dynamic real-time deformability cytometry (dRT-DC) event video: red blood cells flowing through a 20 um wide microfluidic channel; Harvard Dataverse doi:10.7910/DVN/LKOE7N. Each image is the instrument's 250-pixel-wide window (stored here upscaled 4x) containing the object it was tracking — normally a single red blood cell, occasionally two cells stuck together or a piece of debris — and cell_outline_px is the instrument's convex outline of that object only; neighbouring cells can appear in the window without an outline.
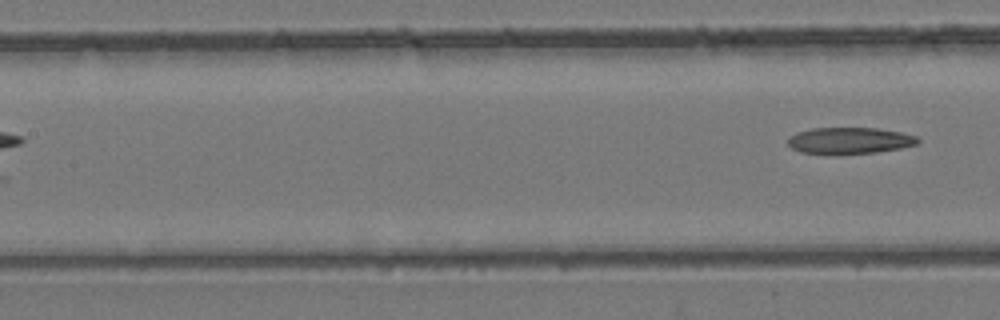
{"species": "common noctule bat (a hibernating species)", "species_latin": "Nyctalus noctula", "temperature_condition": "room temperature", "stored_images_in_passage": 6, "segment_of_instrument_passage": [2, 2], "camera_frame_rate_fps": 3000, "um_per_image_px": 0.085, "animal": {"sex": "female", "body_mass_g": 24.6, "forearm_length_mm": 56.2}, "frame": {"image": 1, "passage_image": 6, "time_ms": 1.667, "image_size_px": [1000, 320], "cell_outline_px": [[920, 144], [900, 148], [876, 152], [800, 152], [792, 148], [788, 144], [788, 136], [796, 132], [812, 128], [876, 128], [900, 132], [916, 136], [920, 140]], "centroid_in_image_um": [72.24, 11.91], "position_along_channel_um": 135.2, "area_um2": 19.48}}